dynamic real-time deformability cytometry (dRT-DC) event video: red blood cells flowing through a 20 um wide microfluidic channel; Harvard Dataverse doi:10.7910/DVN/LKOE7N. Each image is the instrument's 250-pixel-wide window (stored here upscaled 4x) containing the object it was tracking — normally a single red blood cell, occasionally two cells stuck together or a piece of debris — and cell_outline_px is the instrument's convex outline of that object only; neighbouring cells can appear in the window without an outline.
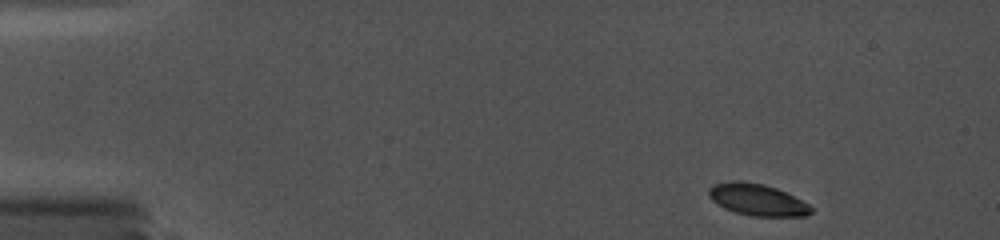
{"species": "common noctule bat (a hibernating species)", "species_latin": "Nyctalus noctula", "temperature_condition": "cold", "stored_images_in_passage": 43, "camera_frame_rate_fps": 5000, "um_per_image_px": 0.085, "animal": {"sex": "female", "body_mass_g": 19.0, "forearm_length_mm": 56.7}, "frame": {"image": 1, "passage_image": 1, "time_ms": 0.0, "image_size_px": [1000, 240], "cell_outline_px": [[812, 212], [808, 216], [752, 216], [736, 212], [724, 208], [716, 204], [708, 196], [708, 188], [712, 184], [732, 180], [740, 180], [764, 184], [776, 188], [808, 204], [812, 208]], "centroid_in_image_um": [64.31, 16.96], "position_along_channel_um": 20.7, "area_um2": 18.96}}
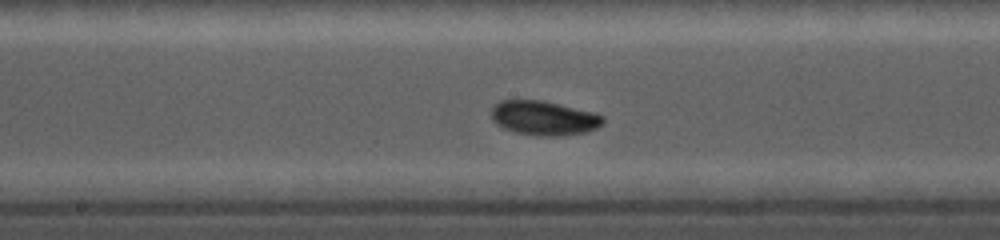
{"frame": {"image": 2, "passage_image": 26, "time_ms": 7.6, "image_size_px": [1000, 240], "cell_outline_px": [[604, 120], [596, 128], [584, 132], [560, 136], [540, 136], [516, 132], [504, 128], [496, 124], [492, 120], [492, 108], [500, 100], [544, 100], [596, 112], [604, 116]], "centroid_in_image_um": [46.24, 10.02], "position_along_channel_um": 202.0, "area_um2": 22.43}}
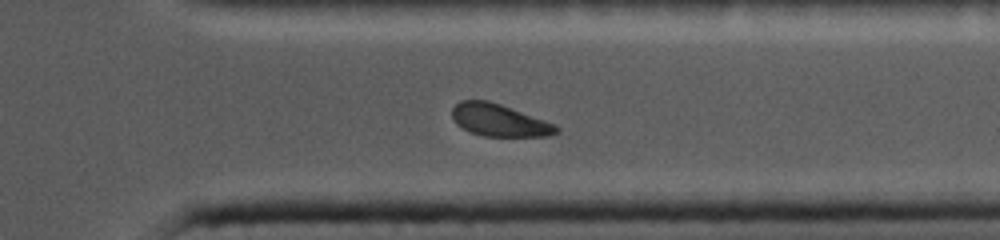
{"frame": {"image": 3, "passage_image": 43, "time_ms": 12.0, "image_size_px": [1000, 240], "cell_outline_px": [[560, 132], [548, 136], [484, 136], [472, 132], [456, 124], [452, 116], [452, 108], [460, 100], [488, 100], [500, 104], [556, 124], [560, 128]], "centroid_in_image_um": [42.46, 10.22], "position_along_channel_um": 368.9, "area_um2": 19.54}}